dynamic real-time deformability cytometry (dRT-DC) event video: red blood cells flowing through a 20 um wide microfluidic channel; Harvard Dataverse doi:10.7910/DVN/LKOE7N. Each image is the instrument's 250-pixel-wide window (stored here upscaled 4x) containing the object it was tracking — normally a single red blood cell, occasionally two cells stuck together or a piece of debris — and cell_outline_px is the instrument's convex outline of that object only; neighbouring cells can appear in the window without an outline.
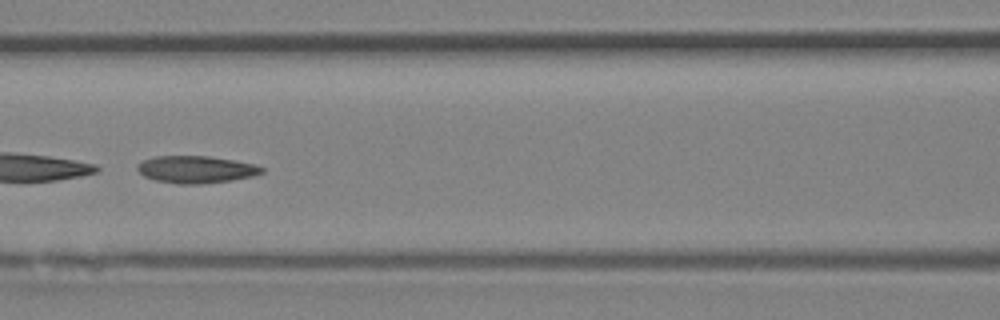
{"species": "Egyptian fruit bat (a non-hibernating species)", "species_latin": "Rousettus aegyptiacus", "temperature_condition": "room temperature", "stored_images_in_passage": 40, "camera_frame_rate_fps": 3000, "um_per_image_px": 0.085, "animal": {"sex": "female"}, "frame": {"image": 1, "passage_image": 18, "time_ms": 5.667, "image_size_px": [1000, 320], "cell_outline_px": [[264, 172], [252, 176], [232, 180], [200, 184], [176, 184], [156, 180], [144, 176], [136, 168], [136, 164], [144, 160], [156, 156], [208, 156], [236, 160], [256, 164], [264, 168]], "centroid_in_image_um": [16.68, 14.4], "position_along_channel_um": 149.9, "area_um2": 19.83}}